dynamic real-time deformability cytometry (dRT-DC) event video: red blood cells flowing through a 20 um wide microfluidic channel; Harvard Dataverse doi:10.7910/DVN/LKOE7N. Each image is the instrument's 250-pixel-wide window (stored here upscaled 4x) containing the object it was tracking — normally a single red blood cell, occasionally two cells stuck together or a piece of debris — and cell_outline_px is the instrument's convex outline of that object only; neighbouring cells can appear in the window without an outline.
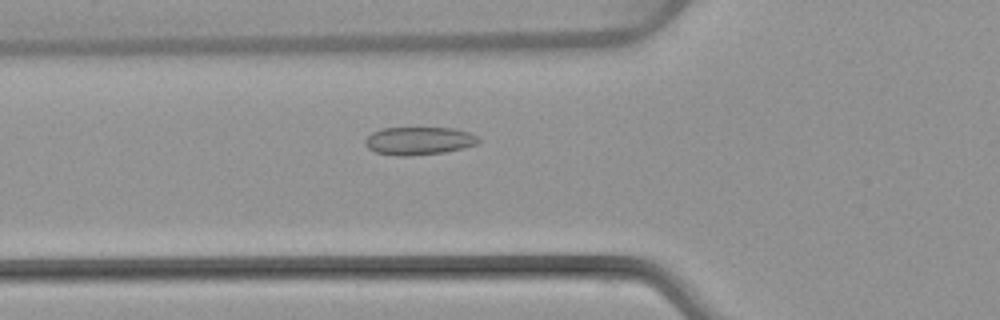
{"species": "common noctule bat (a hibernating species)", "species_latin": "Nyctalus noctula", "temperature_condition": "warm", "stored_images_in_passage": 52, "camera_frame_rate_fps": 3000, "um_per_image_px": 0.085, "animal": {"sex": "female", "body_mass_g": 22.7, "forearm_length_mm": 54.2}, "frame": {"image": 1, "passage_image": 19, "time_ms": 6.0, "image_size_px": [1000, 320], "cell_outline_px": [[480, 140], [476, 144], [464, 148], [444, 152], [408, 156], [396, 156], [376, 152], [368, 148], [364, 144], [364, 140], [372, 132], [380, 128], [452, 128], [468, 132], [476, 136]], "centroid_in_image_um": [35.57, 11.97], "position_along_channel_um": 90.2, "area_um2": 18.44}}
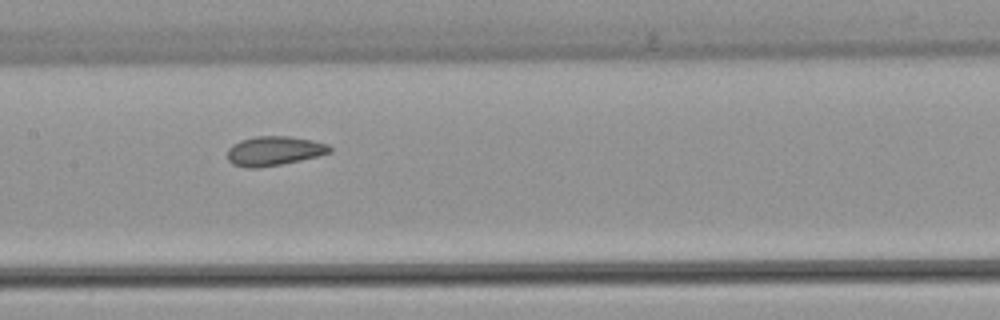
{"frame": {"image": 2, "passage_image": 26, "time_ms": 8.333, "image_size_px": [1000, 320], "cell_outline_px": [[332, 152], [300, 160], [280, 164], [256, 168], [244, 168], [232, 164], [228, 160], [228, 148], [232, 144], [240, 140], [256, 136], [288, 136], [312, 140], [328, 144], [332, 148]], "centroid_in_image_um": [23.27, 12.82], "position_along_channel_um": 184.1, "area_um2": 17.51}}
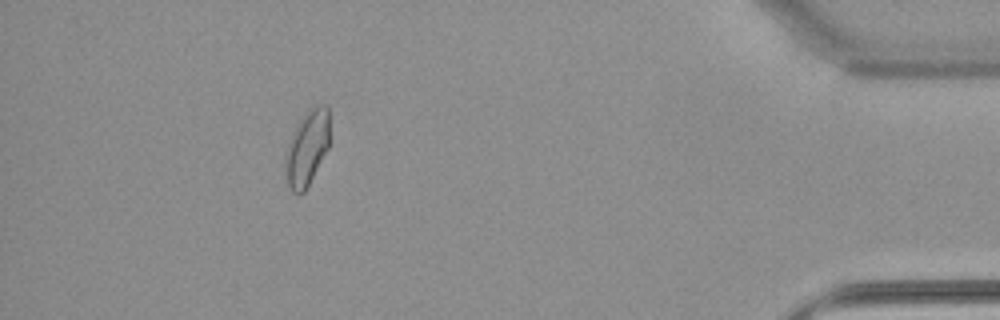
{"frame": {"image": 3, "passage_image": 47, "time_ms": 15.333, "image_size_px": [1000, 320], "cell_outline_px": [[328, 148], [304, 192], [292, 192], [288, 184], [284, 156], [284, 152], [292, 132], [300, 120], [316, 104], [328, 104]], "centroid_in_image_um": [26.08, 12.56], "position_along_channel_um": 409.1, "area_um2": 19.02}, "authors_computed_cell_mechanics": {"area_um2": 18.496, "velocity_mm_per_s": 4.0065, "shape_relaxation_time_tau1_ms": null, "shape_relaxation_time_tau2_ms": 1.1851, "deformation_change_tau1": null, "deformation_change_tau2": 0.0507}}